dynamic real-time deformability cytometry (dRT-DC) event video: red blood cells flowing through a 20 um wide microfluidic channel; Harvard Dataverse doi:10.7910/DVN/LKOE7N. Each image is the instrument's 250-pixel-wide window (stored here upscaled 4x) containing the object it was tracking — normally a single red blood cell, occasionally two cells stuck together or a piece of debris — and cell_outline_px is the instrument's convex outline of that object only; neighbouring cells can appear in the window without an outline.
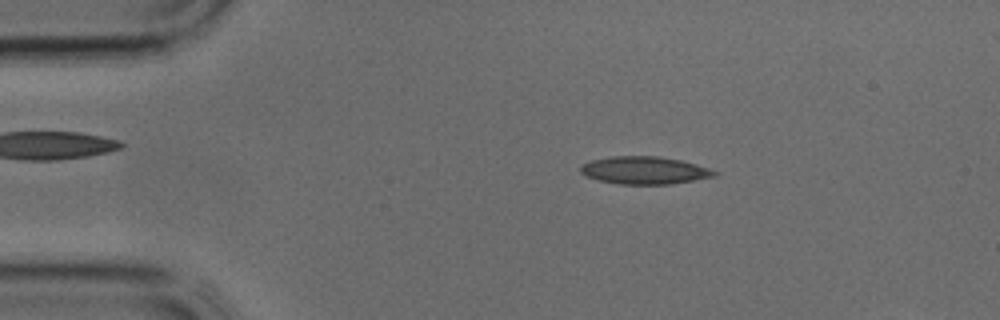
{"species": "common noctule bat (a hibernating species)", "species_latin": "Nyctalus noctula", "temperature_condition": "cold", "stored_images_in_passage": 36, "camera_frame_rate_fps": 3000, "um_per_image_px": 0.085, "animal": {"sex": "male", "body_mass_g": 17.9, "forearm_length_mm": 54.2}, "frame": {"image": 1, "passage_image": 6, "time_ms": 1.667, "image_size_px": [1000, 320], "cell_outline_px": [[720, 172], [716, 176], [672, 184], [620, 184], [600, 180], [588, 176], [580, 172], [580, 168], [584, 164], [592, 160], [612, 156], [656, 156], [680, 160], [696, 164]], "centroid_in_image_um": [54.83, 14.48], "position_along_channel_um": 30.2, "area_um2": 21.33}}
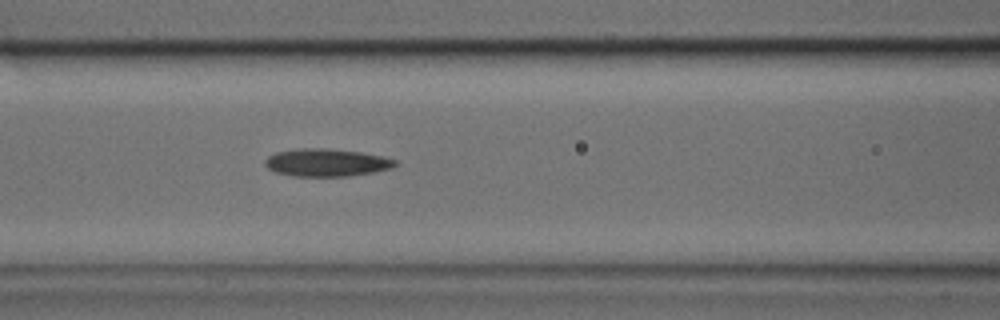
{"frame": {"image": 2, "passage_image": 15, "time_ms": 4.667, "image_size_px": [1000, 320], "cell_outline_px": [[400, 164], [392, 168], [372, 172], [348, 176], [292, 176], [276, 172], [268, 168], [264, 164], [264, 160], [268, 156], [276, 152], [304, 148], [328, 148], [360, 152], [384, 156], [396, 160]], "centroid_in_image_um": [27.77, 13.81], "position_along_channel_um": 138.8, "area_um2": 21.04}}
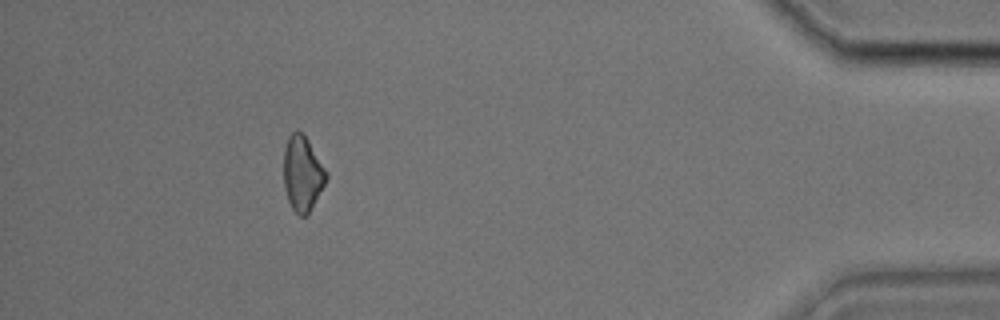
{"frame": {"image": 3, "passage_image": 34, "time_ms": 11.0, "image_size_px": [1000, 320], "cell_outline_px": [[328, 176], [308, 216], [300, 216], [292, 208], [288, 200], [284, 188], [284, 148], [288, 136], [292, 132], [304, 132], [328, 172]], "centroid_in_image_um": [25.72, 14.74], "position_along_channel_um": 409.5, "area_um2": 18.79}}